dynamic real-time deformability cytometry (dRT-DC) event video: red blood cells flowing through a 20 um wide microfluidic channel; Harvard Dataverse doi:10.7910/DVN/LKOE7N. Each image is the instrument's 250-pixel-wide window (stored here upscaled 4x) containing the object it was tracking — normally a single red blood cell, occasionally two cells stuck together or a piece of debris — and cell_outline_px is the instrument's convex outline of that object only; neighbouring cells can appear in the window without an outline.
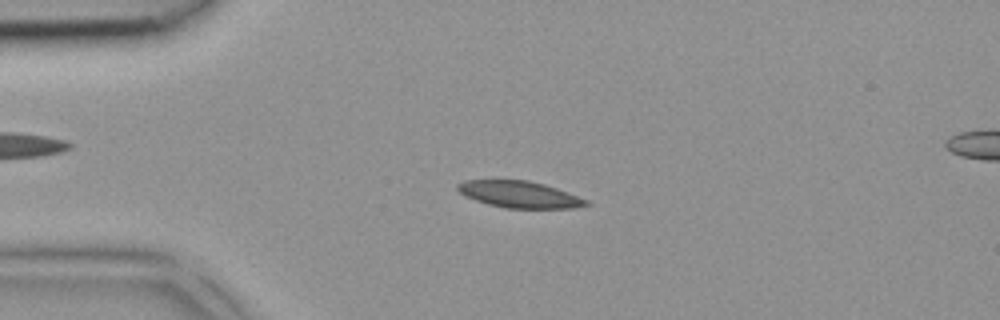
{"species": "common noctule bat (a hibernating species)", "species_latin": "Nyctalus noctula", "temperature_condition": "room temperature", "stored_images_in_passage": 4, "camera_frame_rate_fps": 3000, "um_per_image_px": 0.085, "animal": {"sex": "female", "body_mass_g": 18.4}, "frame": {"image": 1, "passage_image": 3, "time_ms": 0.667, "image_size_px": [1000, 320], "cell_outline_px": [[592, 204], [572, 208], [504, 208], [488, 204], [464, 196], [456, 188], [456, 184], [464, 180], [528, 180], [544, 184], [568, 192], [588, 200]], "centroid_in_image_um": [44.14, 16.52], "position_along_channel_um": 40.9, "area_um2": 20.0}}